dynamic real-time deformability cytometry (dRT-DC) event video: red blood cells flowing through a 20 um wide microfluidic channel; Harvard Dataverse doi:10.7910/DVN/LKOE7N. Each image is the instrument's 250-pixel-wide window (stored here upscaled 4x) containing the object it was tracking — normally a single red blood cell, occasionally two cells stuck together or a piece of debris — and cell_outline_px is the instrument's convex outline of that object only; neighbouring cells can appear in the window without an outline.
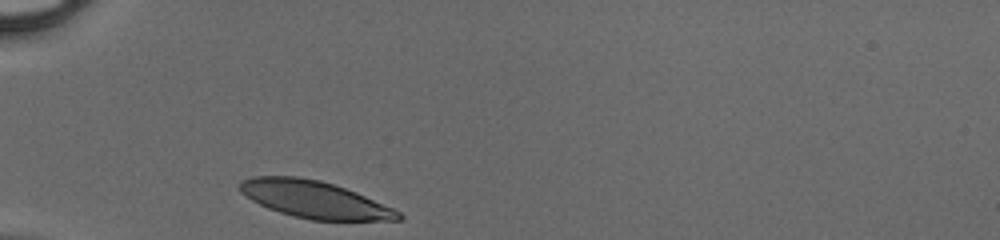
{"species": "human", "species_latin": "Homo sapiens", "temperature_condition": "cold", "stored_images_in_passage": 26, "camera_frame_rate_fps": 3000, "um_per_image_px": 0.085, "donor": {"sex": "male"}, "frame": {"image": 1, "passage_image": 1, "time_ms": 0.0, "image_size_px": [1000, 240], "cell_outline_px": [[404, 220], [312, 220], [280, 212], [268, 208], [252, 200], [240, 192], [240, 180], [252, 176], [296, 176], [320, 180], [356, 192], [392, 208], [400, 212], [404, 216]], "centroid_in_image_um": [26.72, 16.95], "position_along_channel_um": 58.3, "area_um2": 33.99}}
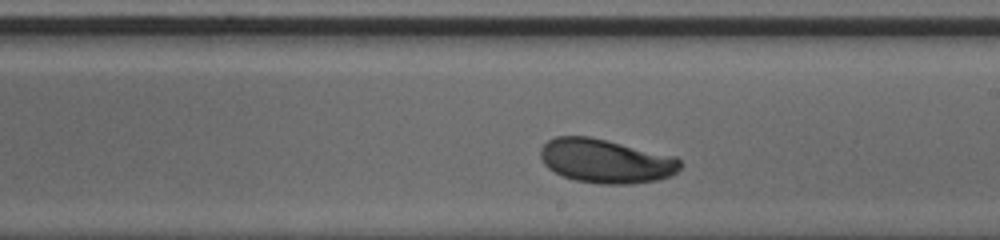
{"frame": {"image": 2, "passage_image": 15, "time_ms": 4.667, "image_size_px": [1000, 240], "cell_outline_px": [[684, 164], [672, 176], [656, 180], [632, 184], [600, 184], [576, 180], [564, 176], [548, 168], [544, 164], [540, 156], [540, 148], [548, 140], [556, 136], [588, 136], [676, 156]], "centroid_in_image_um": [51.52, 13.69], "position_along_channel_um": 237.5, "area_um2": 35.89}}
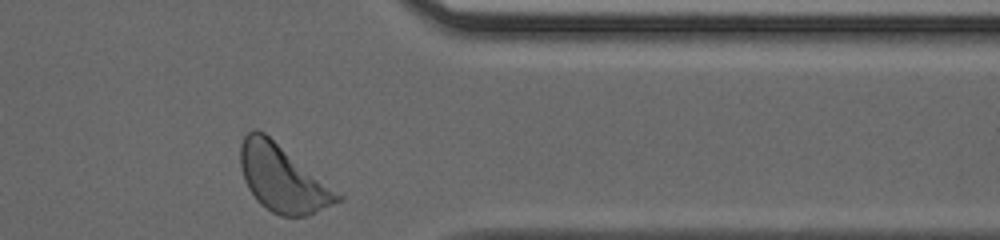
{"frame": {"image": 3, "passage_image": 26, "time_ms": 8.333, "image_size_px": [1000, 240], "cell_outline_px": [[344, 200], [304, 216], [280, 216], [272, 212], [260, 204], [256, 200], [248, 188], [244, 180], [240, 164], [240, 144], [244, 136], [252, 128], [256, 128], [264, 132], [344, 196]], "centroid_in_image_um": [24.0, 15.16], "position_along_channel_um": 387.4, "area_um2": 37.63}}